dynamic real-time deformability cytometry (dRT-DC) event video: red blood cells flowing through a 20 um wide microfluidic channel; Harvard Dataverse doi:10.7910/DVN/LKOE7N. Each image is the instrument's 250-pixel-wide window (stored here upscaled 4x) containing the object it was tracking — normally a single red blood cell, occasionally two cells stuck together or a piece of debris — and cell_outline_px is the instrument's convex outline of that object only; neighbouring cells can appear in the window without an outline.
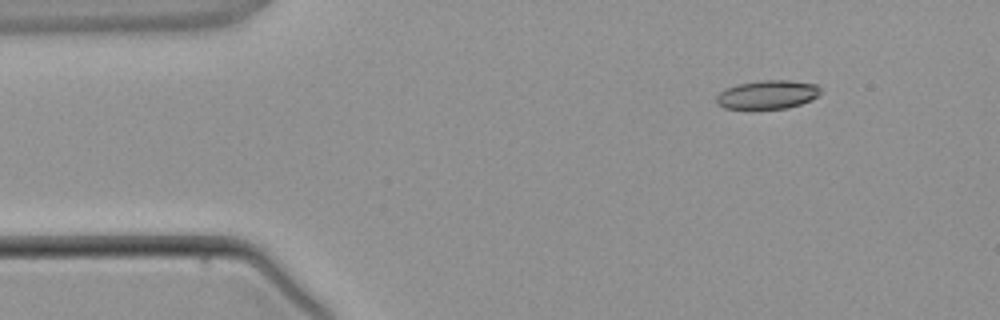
{"species": "common noctule bat (a hibernating species)", "species_latin": "Nyctalus noctula", "temperature_condition": "warm", "stored_images_in_passage": 5, "camera_frame_rate_fps": 3000, "um_per_image_px": 0.085, "animal": {"sex": "male", "body_mass_g": 21.5, "forearm_length_mm": 52.0}, "frame": {"image": 1, "passage_image": 2, "time_ms": 1.0, "image_size_px": [1000, 320], "cell_outline_px": [[820, 96], [800, 104], [788, 108], [724, 108], [716, 104], [716, 96], [724, 88], [736, 84], [760, 80], [788, 80], [816, 84], [820, 88]], "centroid_in_image_um": [65.22, 8.03], "position_along_channel_um": 19.8, "area_um2": 17.46}}
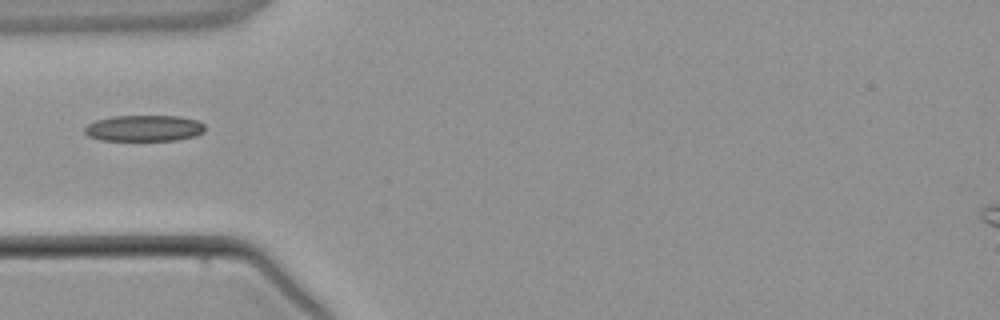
{"frame": {"image": 2, "passage_image": 4, "time_ms": 3.667, "image_size_px": [1000, 320], "cell_outline_px": [[204, 132], [196, 136], [176, 140], [100, 140], [88, 136], [84, 132], [84, 128], [88, 124], [96, 120], [112, 116], [180, 116], [196, 120], [204, 124]], "centroid_in_image_um": [12.24, 10.9], "position_along_channel_um": 72.8, "area_um2": 18.38}}
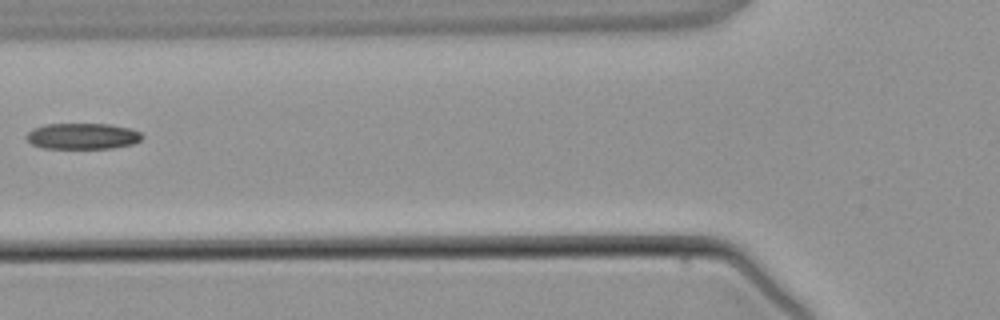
{"frame": {"image": 3, "passage_image": 5, "time_ms": 4.667, "image_size_px": [1000, 320], "cell_outline_px": [[144, 136], [140, 140], [132, 144], [112, 148], [40, 148], [32, 144], [28, 140], [28, 132], [32, 128], [44, 124], [108, 124], [128, 128], [140, 132]], "centroid_in_image_um": [7.0, 11.57], "position_along_channel_um": 118.8, "area_um2": 17.46}}